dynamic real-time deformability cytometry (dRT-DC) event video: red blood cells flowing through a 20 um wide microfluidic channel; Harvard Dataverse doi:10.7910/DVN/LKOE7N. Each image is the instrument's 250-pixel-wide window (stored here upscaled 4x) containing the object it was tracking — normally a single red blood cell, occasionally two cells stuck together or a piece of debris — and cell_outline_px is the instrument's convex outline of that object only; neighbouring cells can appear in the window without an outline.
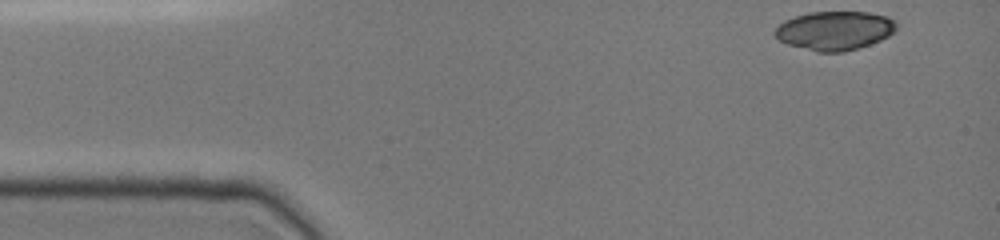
{"species": "common noctule bat (a hibernating species)", "species_latin": "Nyctalus noctula", "temperature_condition": "cold", "stored_images_in_passage": 12, "camera_frame_rate_fps": 3000, "um_per_image_px": 0.085, "animal": {"sex": "female", "body_mass_g": 19.0, "forearm_length_mm": 51.5}, "frame": {"image": 1, "passage_image": 1, "time_ms": 0.0, "image_size_px": [1000, 240], "cell_outline_px": [[896, 28], [888, 36], [880, 40], [844, 52], [816, 52], [788, 44], [780, 40], [772, 32], [784, 20], [808, 12], [868, 12], [888, 16], [896, 24]], "centroid_in_image_um": [70.92, 2.59], "position_along_channel_um": 14.1, "area_um2": 27.34}}